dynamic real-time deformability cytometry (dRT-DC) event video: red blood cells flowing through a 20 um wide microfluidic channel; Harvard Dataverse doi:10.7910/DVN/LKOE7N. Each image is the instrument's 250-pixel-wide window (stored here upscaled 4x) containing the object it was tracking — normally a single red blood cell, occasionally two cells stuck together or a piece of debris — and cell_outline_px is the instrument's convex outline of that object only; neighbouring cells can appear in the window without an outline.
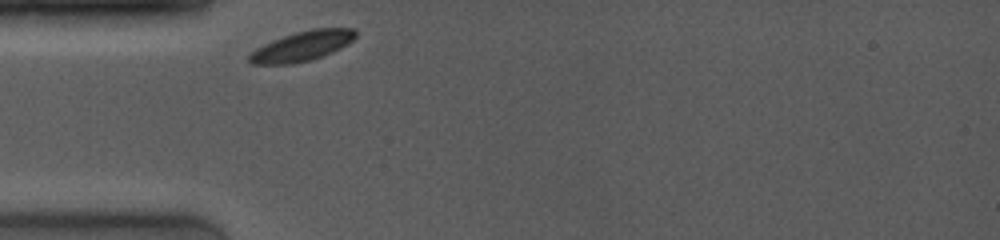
{"species": "common noctule bat (a hibernating species)", "species_latin": "Nyctalus noctula", "temperature_condition": "room temperature", "stored_images_in_passage": 25, "camera_frame_rate_fps": 4000, "um_per_image_px": 0.085, "animal": {"sex": "female", "body_mass_g": 19.0, "forearm_length_mm": 53.3}, "frame": {"image": 1, "passage_image": 1, "time_ms": 0.0, "image_size_px": [1000, 240], "cell_outline_px": [[356, 36], [352, 40], [340, 48], [332, 52], [308, 60], [292, 64], [252, 64], [248, 60], [248, 56], [256, 48], [272, 40], [296, 32], [312, 28], [356, 28]], "centroid_in_image_um": [25.67, 3.91], "position_along_channel_um": 59.3, "area_um2": 18.26}}
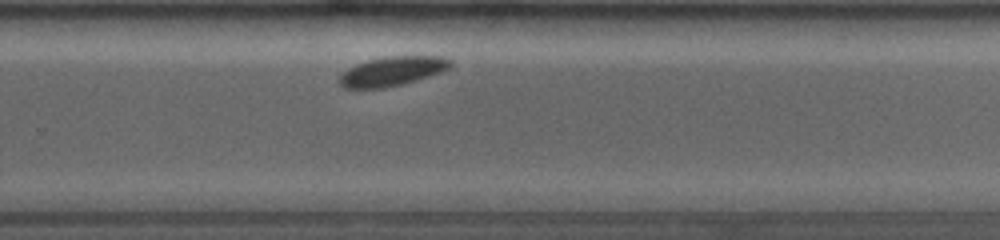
{"frame": {"image": 2, "passage_image": 18, "time_ms": 6.5, "image_size_px": [1000, 240], "cell_outline_px": [[452, 64], [448, 68], [440, 72], [416, 80], [384, 88], [344, 88], [340, 84], [340, 76], [348, 68], [356, 64], [368, 60], [388, 56], [444, 56], [452, 60]], "centroid_in_image_um": [33.35, 6.04], "position_along_channel_um": 296.4, "area_um2": 18.73}}
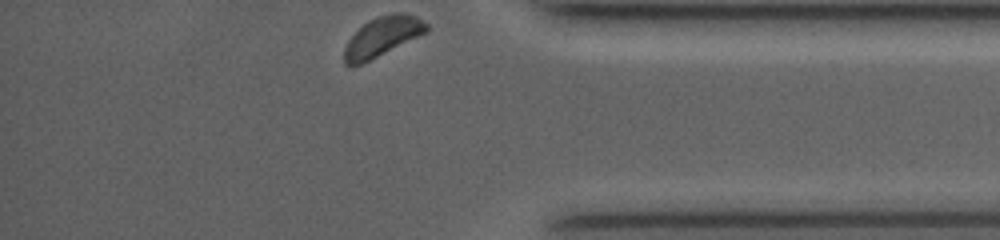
{"frame": {"image": 3, "passage_image": 25, "time_ms": 9.5, "image_size_px": [1000, 240], "cell_outline_px": [[428, 32], [360, 64], [344, 64], [344, 48], [348, 40], [368, 20], [376, 16], [400, 12], [404, 12], [416, 16], [424, 20], [428, 24]], "centroid_in_image_um": [32.54, 3.07], "position_along_channel_um": 402.7, "area_um2": 18.67}}